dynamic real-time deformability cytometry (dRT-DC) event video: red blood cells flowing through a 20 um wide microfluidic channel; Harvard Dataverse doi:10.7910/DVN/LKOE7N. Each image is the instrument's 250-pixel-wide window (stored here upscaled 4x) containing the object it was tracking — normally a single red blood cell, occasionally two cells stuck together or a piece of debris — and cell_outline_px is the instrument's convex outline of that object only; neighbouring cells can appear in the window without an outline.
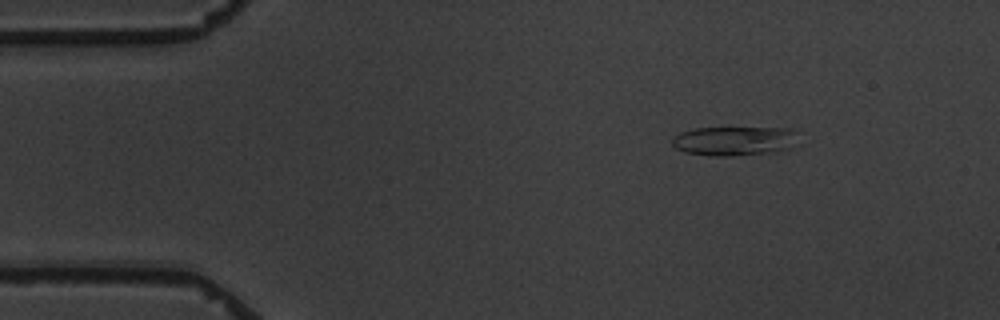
{"species": "common noctule bat (a hibernating species)", "species_latin": "Nyctalus noctula", "temperature_condition": "warm", "stored_images_in_passage": 5, "camera_frame_rate_fps": 3000, "um_per_image_px": 0.085, "animal": {"sex": "male", "body_mass_g": 19.5, "forearm_length_mm": 54.6}, "frame": {"image": 1, "passage_image": 2, "time_ms": 1.333, "image_size_px": [1000, 320], "cell_outline_px": [[792, 132], [788, 148], [780, 152], [728, 156], [716, 156], [684, 152], [676, 148], [672, 144], [672, 140], [680, 132], [696, 128], [792, 128]], "centroid_in_image_um": [62.31, 11.99], "position_along_channel_um": 22.7, "area_um2": 20.92}}
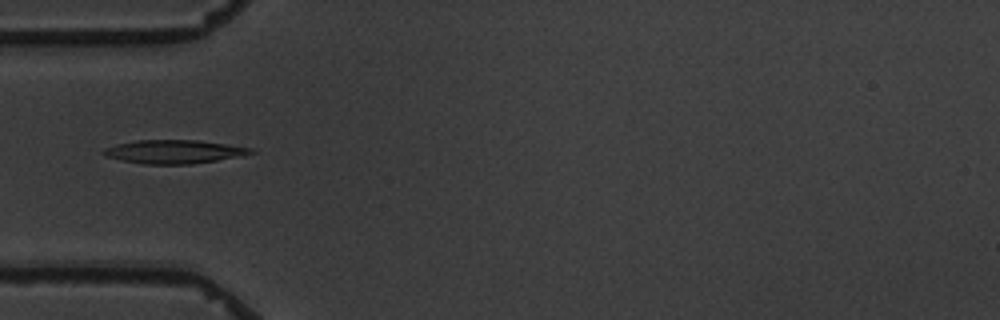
{"frame": {"image": 2, "passage_image": 5, "time_ms": 4.667, "image_size_px": [1000, 320], "cell_outline_px": [[256, 152], [244, 156], [192, 164], [144, 164], [104, 156], [100, 152], [104, 148], [136, 140], [196, 140], [252, 148]], "centroid_in_image_um": [14.81, 12.9], "position_along_channel_um": 70.2, "area_um2": 20.11}}